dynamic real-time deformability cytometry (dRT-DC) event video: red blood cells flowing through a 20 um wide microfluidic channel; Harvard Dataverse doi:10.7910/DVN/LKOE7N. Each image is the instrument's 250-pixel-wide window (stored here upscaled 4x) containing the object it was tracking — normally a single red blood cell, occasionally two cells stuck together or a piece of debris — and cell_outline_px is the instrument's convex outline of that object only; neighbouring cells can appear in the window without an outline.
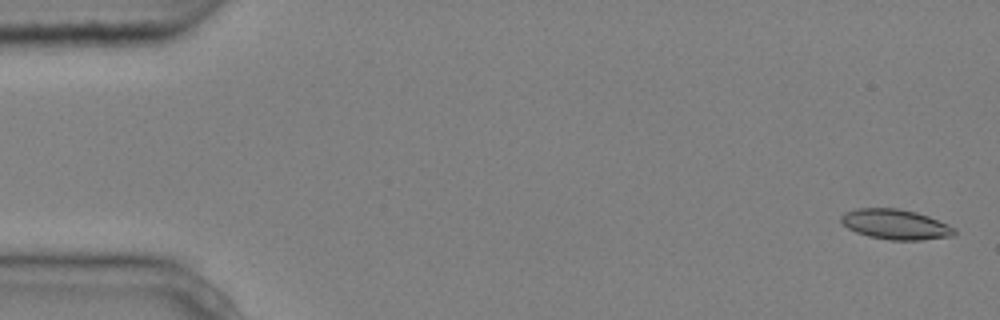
{"species": "common noctule bat (a hibernating species)", "species_latin": "Nyctalus noctula", "temperature_condition": "cold", "stored_images_in_passage": 5, "camera_frame_rate_fps": 3000, "um_per_image_px": 0.085, "animal": {"sex": "male", "body_mass_g": 20.4}, "frame": {"image": 1, "passage_image": 1, "time_ms": 0.0, "image_size_px": [1000, 320], "cell_outline_px": [[956, 232], [952, 236], [920, 240], [892, 240], [868, 236], [856, 232], [848, 228], [840, 220], [840, 216], [844, 212], [856, 208], [896, 208], [916, 212], [928, 216], [948, 224], [956, 228]], "centroid_in_image_um": [76.11, 19.06], "position_along_channel_um": 8.9, "area_um2": 19.88}}
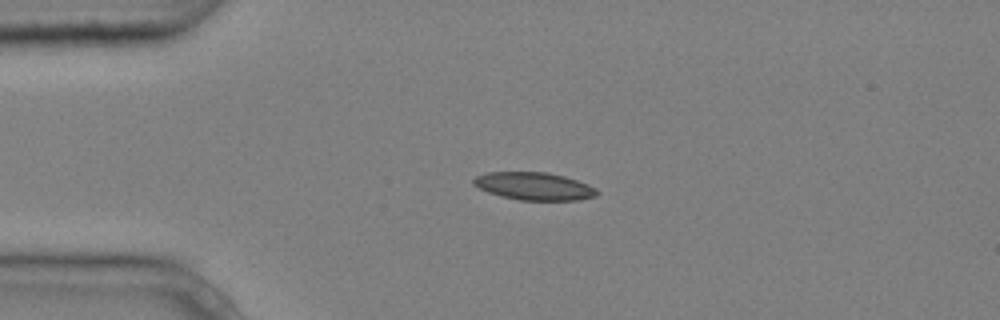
{"frame": {"image": 2, "passage_image": 4, "time_ms": 1.0, "image_size_px": [1000, 320], "cell_outline_px": [[600, 192], [596, 196], [580, 200], [520, 200], [500, 196], [488, 192], [472, 184], [472, 180], [476, 176], [488, 172], [548, 172], [564, 176], [588, 184], [596, 188]], "centroid_in_image_um": [45.41, 15.83], "position_along_channel_um": 39.6, "area_um2": 20.0}}